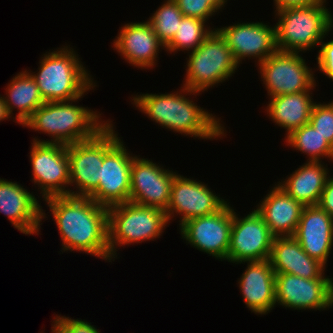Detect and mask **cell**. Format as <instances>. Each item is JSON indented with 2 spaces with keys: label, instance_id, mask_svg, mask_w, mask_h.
<instances>
[{
  "label": "cell",
  "instance_id": "obj_6",
  "mask_svg": "<svg viewBox=\"0 0 333 333\" xmlns=\"http://www.w3.org/2000/svg\"><path fill=\"white\" fill-rule=\"evenodd\" d=\"M107 209L110 262L117 257L118 247L156 240L169 222L164 210L131 201Z\"/></svg>",
  "mask_w": 333,
  "mask_h": 333
},
{
  "label": "cell",
  "instance_id": "obj_11",
  "mask_svg": "<svg viewBox=\"0 0 333 333\" xmlns=\"http://www.w3.org/2000/svg\"><path fill=\"white\" fill-rule=\"evenodd\" d=\"M233 208L226 203L216 213L187 220L180 228L186 243L216 259L227 260Z\"/></svg>",
  "mask_w": 333,
  "mask_h": 333
},
{
  "label": "cell",
  "instance_id": "obj_36",
  "mask_svg": "<svg viewBox=\"0 0 333 333\" xmlns=\"http://www.w3.org/2000/svg\"><path fill=\"white\" fill-rule=\"evenodd\" d=\"M9 118H11V116L7 111L4 98L0 95V121L7 120Z\"/></svg>",
  "mask_w": 333,
  "mask_h": 333
},
{
  "label": "cell",
  "instance_id": "obj_26",
  "mask_svg": "<svg viewBox=\"0 0 333 333\" xmlns=\"http://www.w3.org/2000/svg\"><path fill=\"white\" fill-rule=\"evenodd\" d=\"M6 95L3 98L9 115L12 117L13 109L17 108L14 121L22 126L45 103L35 79L27 70L19 72L10 80Z\"/></svg>",
  "mask_w": 333,
  "mask_h": 333
},
{
  "label": "cell",
  "instance_id": "obj_13",
  "mask_svg": "<svg viewBox=\"0 0 333 333\" xmlns=\"http://www.w3.org/2000/svg\"><path fill=\"white\" fill-rule=\"evenodd\" d=\"M135 156L128 153L121 139L104 155L99 185L88 196L99 205L110 207L129 201L131 165Z\"/></svg>",
  "mask_w": 333,
  "mask_h": 333
},
{
  "label": "cell",
  "instance_id": "obj_25",
  "mask_svg": "<svg viewBox=\"0 0 333 333\" xmlns=\"http://www.w3.org/2000/svg\"><path fill=\"white\" fill-rule=\"evenodd\" d=\"M312 91L295 94L278 95L270 99L265 108L276 125L287 131L288 136L293 130L310 122V116L315 102Z\"/></svg>",
  "mask_w": 333,
  "mask_h": 333
},
{
  "label": "cell",
  "instance_id": "obj_20",
  "mask_svg": "<svg viewBox=\"0 0 333 333\" xmlns=\"http://www.w3.org/2000/svg\"><path fill=\"white\" fill-rule=\"evenodd\" d=\"M302 249L325 267L333 246V218L318 205L304 206L294 234Z\"/></svg>",
  "mask_w": 333,
  "mask_h": 333
},
{
  "label": "cell",
  "instance_id": "obj_14",
  "mask_svg": "<svg viewBox=\"0 0 333 333\" xmlns=\"http://www.w3.org/2000/svg\"><path fill=\"white\" fill-rule=\"evenodd\" d=\"M276 304L293 310H326L333 306V279H305L275 274Z\"/></svg>",
  "mask_w": 333,
  "mask_h": 333
},
{
  "label": "cell",
  "instance_id": "obj_34",
  "mask_svg": "<svg viewBox=\"0 0 333 333\" xmlns=\"http://www.w3.org/2000/svg\"><path fill=\"white\" fill-rule=\"evenodd\" d=\"M318 206L333 218V176L327 179Z\"/></svg>",
  "mask_w": 333,
  "mask_h": 333
},
{
  "label": "cell",
  "instance_id": "obj_22",
  "mask_svg": "<svg viewBox=\"0 0 333 333\" xmlns=\"http://www.w3.org/2000/svg\"><path fill=\"white\" fill-rule=\"evenodd\" d=\"M269 261L275 274L289 273L305 279H332L324 276L325 266L310 257L294 236L274 237Z\"/></svg>",
  "mask_w": 333,
  "mask_h": 333
},
{
  "label": "cell",
  "instance_id": "obj_16",
  "mask_svg": "<svg viewBox=\"0 0 333 333\" xmlns=\"http://www.w3.org/2000/svg\"><path fill=\"white\" fill-rule=\"evenodd\" d=\"M207 186L205 183L177 173L171 187L170 202L165 211L168 221L174 217V214H179L181 226L189 219L219 211L227 201L213 193Z\"/></svg>",
  "mask_w": 333,
  "mask_h": 333
},
{
  "label": "cell",
  "instance_id": "obj_27",
  "mask_svg": "<svg viewBox=\"0 0 333 333\" xmlns=\"http://www.w3.org/2000/svg\"><path fill=\"white\" fill-rule=\"evenodd\" d=\"M285 140L288 146L308 155L307 161L322 162L326 157L333 160V147L310 123L293 130Z\"/></svg>",
  "mask_w": 333,
  "mask_h": 333
},
{
  "label": "cell",
  "instance_id": "obj_21",
  "mask_svg": "<svg viewBox=\"0 0 333 333\" xmlns=\"http://www.w3.org/2000/svg\"><path fill=\"white\" fill-rule=\"evenodd\" d=\"M246 263L238 280L244 303L255 314H267L276 305L275 272L269 259Z\"/></svg>",
  "mask_w": 333,
  "mask_h": 333
},
{
  "label": "cell",
  "instance_id": "obj_23",
  "mask_svg": "<svg viewBox=\"0 0 333 333\" xmlns=\"http://www.w3.org/2000/svg\"><path fill=\"white\" fill-rule=\"evenodd\" d=\"M256 207L275 236H294L304 206L287 194L278 184Z\"/></svg>",
  "mask_w": 333,
  "mask_h": 333
},
{
  "label": "cell",
  "instance_id": "obj_35",
  "mask_svg": "<svg viewBox=\"0 0 333 333\" xmlns=\"http://www.w3.org/2000/svg\"><path fill=\"white\" fill-rule=\"evenodd\" d=\"M273 1L276 10H280L286 7L304 6L326 0H273Z\"/></svg>",
  "mask_w": 333,
  "mask_h": 333
},
{
  "label": "cell",
  "instance_id": "obj_15",
  "mask_svg": "<svg viewBox=\"0 0 333 333\" xmlns=\"http://www.w3.org/2000/svg\"><path fill=\"white\" fill-rule=\"evenodd\" d=\"M176 172L135 155L131 165L129 201L166 211Z\"/></svg>",
  "mask_w": 333,
  "mask_h": 333
},
{
  "label": "cell",
  "instance_id": "obj_1",
  "mask_svg": "<svg viewBox=\"0 0 333 333\" xmlns=\"http://www.w3.org/2000/svg\"><path fill=\"white\" fill-rule=\"evenodd\" d=\"M62 240V250L81 251L110 262L108 209L90 197L46 199Z\"/></svg>",
  "mask_w": 333,
  "mask_h": 333
},
{
  "label": "cell",
  "instance_id": "obj_17",
  "mask_svg": "<svg viewBox=\"0 0 333 333\" xmlns=\"http://www.w3.org/2000/svg\"><path fill=\"white\" fill-rule=\"evenodd\" d=\"M224 37L234 59L240 65L246 57L257 59L262 63L278 49L276 45V25L269 26L263 22L235 23L216 28Z\"/></svg>",
  "mask_w": 333,
  "mask_h": 333
},
{
  "label": "cell",
  "instance_id": "obj_8",
  "mask_svg": "<svg viewBox=\"0 0 333 333\" xmlns=\"http://www.w3.org/2000/svg\"><path fill=\"white\" fill-rule=\"evenodd\" d=\"M110 122L93 138L67 145L72 196L88 197L99 185V171L104 155L120 140Z\"/></svg>",
  "mask_w": 333,
  "mask_h": 333
},
{
  "label": "cell",
  "instance_id": "obj_24",
  "mask_svg": "<svg viewBox=\"0 0 333 333\" xmlns=\"http://www.w3.org/2000/svg\"><path fill=\"white\" fill-rule=\"evenodd\" d=\"M324 165L322 162L307 161L285 181L277 184L303 206L318 205L330 174L327 165Z\"/></svg>",
  "mask_w": 333,
  "mask_h": 333
},
{
  "label": "cell",
  "instance_id": "obj_33",
  "mask_svg": "<svg viewBox=\"0 0 333 333\" xmlns=\"http://www.w3.org/2000/svg\"><path fill=\"white\" fill-rule=\"evenodd\" d=\"M319 51L317 55V64L320 72L333 80V40L329 42H322L319 44Z\"/></svg>",
  "mask_w": 333,
  "mask_h": 333
},
{
  "label": "cell",
  "instance_id": "obj_32",
  "mask_svg": "<svg viewBox=\"0 0 333 333\" xmlns=\"http://www.w3.org/2000/svg\"><path fill=\"white\" fill-rule=\"evenodd\" d=\"M184 16L208 21L218 12L207 0H174Z\"/></svg>",
  "mask_w": 333,
  "mask_h": 333
},
{
  "label": "cell",
  "instance_id": "obj_31",
  "mask_svg": "<svg viewBox=\"0 0 333 333\" xmlns=\"http://www.w3.org/2000/svg\"><path fill=\"white\" fill-rule=\"evenodd\" d=\"M53 320L51 328L53 333H100L94 325L82 319L56 315Z\"/></svg>",
  "mask_w": 333,
  "mask_h": 333
},
{
  "label": "cell",
  "instance_id": "obj_18",
  "mask_svg": "<svg viewBox=\"0 0 333 333\" xmlns=\"http://www.w3.org/2000/svg\"><path fill=\"white\" fill-rule=\"evenodd\" d=\"M0 213L25 235L39 234L42 219L47 218L33 193L17 182L0 178Z\"/></svg>",
  "mask_w": 333,
  "mask_h": 333
},
{
  "label": "cell",
  "instance_id": "obj_5",
  "mask_svg": "<svg viewBox=\"0 0 333 333\" xmlns=\"http://www.w3.org/2000/svg\"><path fill=\"white\" fill-rule=\"evenodd\" d=\"M325 5L326 1H321L275 10L277 49L305 52L319 45L333 28V15Z\"/></svg>",
  "mask_w": 333,
  "mask_h": 333
},
{
  "label": "cell",
  "instance_id": "obj_29",
  "mask_svg": "<svg viewBox=\"0 0 333 333\" xmlns=\"http://www.w3.org/2000/svg\"><path fill=\"white\" fill-rule=\"evenodd\" d=\"M183 16L174 0H166L149 18V24L165 47L175 36Z\"/></svg>",
  "mask_w": 333,
  "mask_h": 333
},
{
  "label": "cell",
  "instance_id": "obj_10",
  "mask_svg": "<svg viewBox=\"0 0 333 333\" xmlns=\"http://www.w3.org/2000/svg\"><path fill=\"white\" fill-rule=\"evenodd\" d=\"M32 182L44 199L70 195V163L67 145L33 141L30 151ZM67 187V189H66Z\"/></svg>",
  "mask_w": 333,
  "mask_h": 333
},
{
  "label": "cell",
  "instance_id": "obj_4",
  "mask_svg": "<svg viewBox=\"0 0 333 333\" xmlns=\"http://www.w3.org/2000/svg\"><path fill=\"white\" fill-rule=\"evenodd\" d=\"M68 46L46 52L39 62V71L36 74L29 72L45 102L81 99L97 86L78 54Z\"/></svg>",
  "mask_w": 333,
  "mask_h": 333
},
{
  "label": "cell",
  "instance_id": "obj_28",
  "mask_svg": "<svg viewBox=\"0 0 333 333\" xmlns=\"http://www.w3.org/2000/svg\"><path fill=\"white\" fill-rule=\"evenodd\" d=\"M205 24L206 21L202 19L183 16L175 36L165 47V51L169 53L180 50L191 52L197 49L214 30Z\"/></svg>",
  "mask_w": 333,
  "mask_h": 333
},
{
  "label": "cell",
  "instance_id": "obj_30",
  "mask_svg": "<svg viewBox=\"0 0 333 333\" xmlns=\"http://www.w3.org/2000/svg\"><path fill=\"white\" fill-rule=\"evenodd\" d=\"M333 147V101L315 102L309 122Z\"/></svg>",
  "mask_w": 333,
  "mask_h": 333
},
{
  "label": "cell",
  "instance_id": "obj_7",
  "mask_svg": "<svg viewBox=\"0 0 333 333\" xmlns=\"http://www.w3.org/2000/svg\"><path fill=\"white\" fill-rule=\"evenodd\" d=\"M188 53L183 86L192 91H207L228 80L239 68L226 40L215 28L197 49Z\"/></svg>",
  "mask_w": 333,
  "mask_h": 333
},
{
  "label": "cell",
  "instance_id": "obj_3",
  "mask_svg": "<svg viewBox=\"0 0 333 333\" xmlns=\"http://www.w3.org/2000/svg\"><path fill=\"white\" fill-rule=\"evenodd\" d=\"M78 100L45 102L37 108L23 126L47 133L52 139L33 141L69 145L93 138L110 122L102 121L97 111L72 104Z\"/></svg>",
  "mask_w": 333,
  "mask_h": 333
},
{
  "label": "cell",
  "instance_id": "obj_2",
  "mask_svg": "<svg viewBox=\"0 0 333 333\" xmlns=\"http://www.w3.org/2000/svg\"><path fill=\"white\" fill-rule=\"evenodd\" d=\"M182 88L174 93L134 95L132 104L161 127L184 136L190 135L191 138L206 140L225 137L226 132L224 133V125L220 123L221 119H217L216 115L213 116L194 103L193 99L186 97L187 94L199 95L200 92L184 86Z\"/></svg>",
  "mask_w": 333,
  "mask_h": 333
},
{
  "label": "cell",
  "instance_id": "obj_37",
  "mask_svg": "<svg viewBox=\"0 0 333 333\" xmlns=\"http://www.w3.org/2000/svg\"><path fill=\"white\" fill-rule=\"evenodd\" d=\"M217 11L222 10L227 0H207Z\"/></svg>",
  "mask_w": 333,
  "mask_h": 333
},
{
  "label": "cell",
  "instance_id": "obj_19",
  "mask_svg": "<svg viewBox=\"0 0 333 333\" xmlns=\"http://www.w3.org/2000/svg\"><path fill=\"white\" fill-rule=\"evenodd\" d=\"M113 47L129 64L142 69L153 68L160 47L165 48L148 21L123 25Z\"/></svg>",
  "mask_w": 333,
  "mask_h": 333
},
{
  "label": "cell",
  "instance_id": "obj_12",
  "mask_svg": "<svg viewBox=\"0 0 333 333\" xmlns=\"http://www.w3.org/2000/svg\"><path fill=\"white\" fill-rule=\"evenodd\" d=\"M274 237L256 209L243 218L233 209L227 261L241 264L269 259Z\"/></svg>",
  "mask_w": 333,
  "mask_h": 333
},
{
  "label": "cell",
  "instance_id": "obj_9",
  "mask_svg": "<svg viewBox=\"0 0 333 333\" xmlns=\"http://www.w3.org/2000/svg\"><path fill=\"white\" fill-rule=\"evenodd\" d=\"M306 64L299 52L279 50L257 64L268 96L272 98L315 89V74Z\"/></svg>",
  "mask_w": 333,
  "mask_h": 333
}]
</instances>
